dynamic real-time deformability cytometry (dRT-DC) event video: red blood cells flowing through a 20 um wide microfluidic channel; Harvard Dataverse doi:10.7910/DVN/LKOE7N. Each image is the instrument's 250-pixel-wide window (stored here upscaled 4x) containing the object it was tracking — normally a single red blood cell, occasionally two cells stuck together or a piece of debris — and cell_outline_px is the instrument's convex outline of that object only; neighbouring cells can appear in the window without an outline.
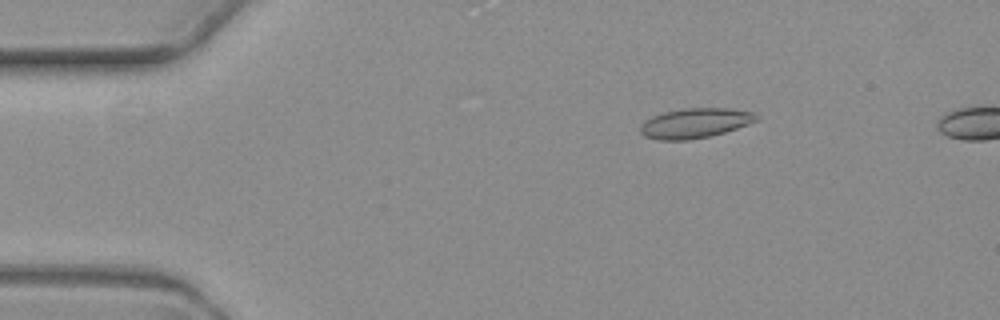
{"species": "common noctule bat (a hibernating species)", "species_latin": "Nyctalus noctula", "temperature_condition": "warm", "stored_images_in_passage": 6, "camera_frame_rate_fps": 3000, "um_per_image_px": 0.085, "animal": {"sex": "female", "body_mass_g": 19.3, "forearm_length_mm": 54.1}, "frame": {"image": 1, "passage_image": 3, "time_ms": 2.0, "image_size_px": [1000, 320], "cell_outline_px": [[760, 116], [756, 120], [748, 124], [724, 132], [708, 136], [688, 140], [660, 140], [644, 136], [640, 132], [640, 124], [644, 120], [652, 116], [664, 112], [684, 108], [728, 108], [756, 112]], "centroid_in_image_um": [59.06, 10.45], "position_along_channel_um": 25.9, "area_um2": 20.23}}